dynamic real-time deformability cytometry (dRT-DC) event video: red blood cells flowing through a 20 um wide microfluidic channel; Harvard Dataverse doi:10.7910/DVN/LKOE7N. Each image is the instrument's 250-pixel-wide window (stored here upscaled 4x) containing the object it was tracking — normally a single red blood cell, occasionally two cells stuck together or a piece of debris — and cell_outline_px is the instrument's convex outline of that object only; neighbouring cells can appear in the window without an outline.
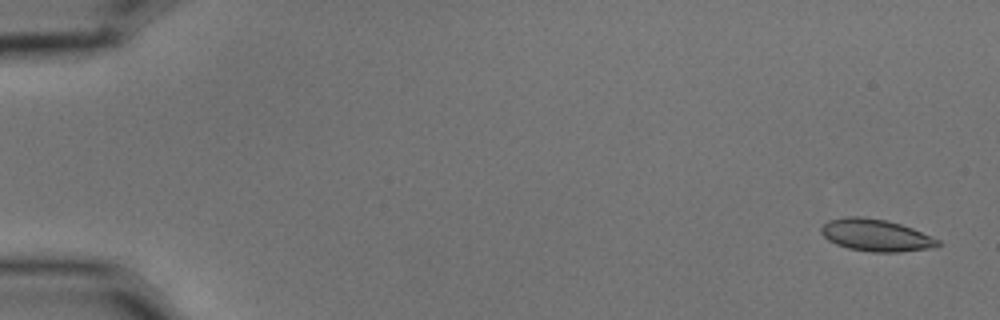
{"species": "common noctule bat (a hibernating species)", "species_latin": "Nyctalus noctula", "temperature_condition": "cold", "stored_images_in_passage": 6, "camera_frame_rate_fps": 3000, "um_per_image_px": 0.085, "animal": {"sex": "male", "body_mass_g": 15.6}, "frame": {"image": 1, "passage_image": 1, "time_ms": 0.0, "image_size_px": [1000, 320], "cell_outline_px": [[940, 244], [936, 248], [900, 252], [872, 252], [848, 248], [836, 244], [828, 240], [820, 232], [820, 228], [828, 220], [844, 216], [860, 216], [888, 220], [912, 228], [940, 240]], "centroid_in_image_um": [74.45, 19.99], "position_along_channel_um": 10.6, "area_um2": 22.02}}
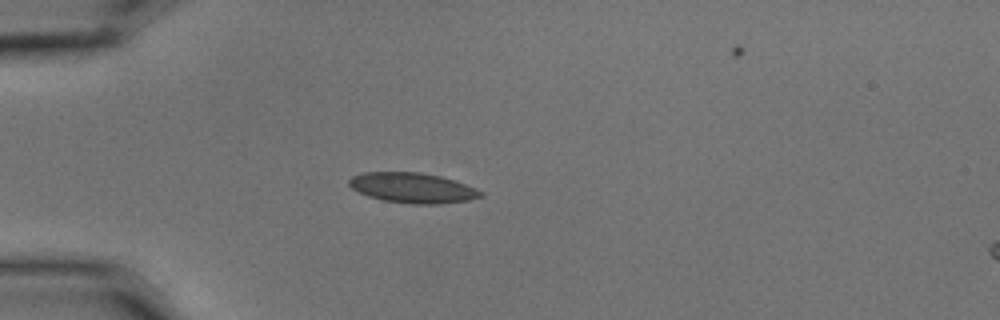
{"frame": {"image": 2, "passage_image": 5, "time_ms": 1.333, "image_size_px": [1000, 320], "cell_outline_px": [[484, 196], [472, 200], [440, 204], [412, 204], [384, 200], [368, 196], [352, 188], [348, 184], [348, 180], [352, 176], [364, 172], [420, 172], [440, 176], [456, 180], [476, 188], [484, 192]], "centroid_in_image_um": [35.13, 15.97], "position_along_channel_um": 49.9, "area_um2": 23.35}}